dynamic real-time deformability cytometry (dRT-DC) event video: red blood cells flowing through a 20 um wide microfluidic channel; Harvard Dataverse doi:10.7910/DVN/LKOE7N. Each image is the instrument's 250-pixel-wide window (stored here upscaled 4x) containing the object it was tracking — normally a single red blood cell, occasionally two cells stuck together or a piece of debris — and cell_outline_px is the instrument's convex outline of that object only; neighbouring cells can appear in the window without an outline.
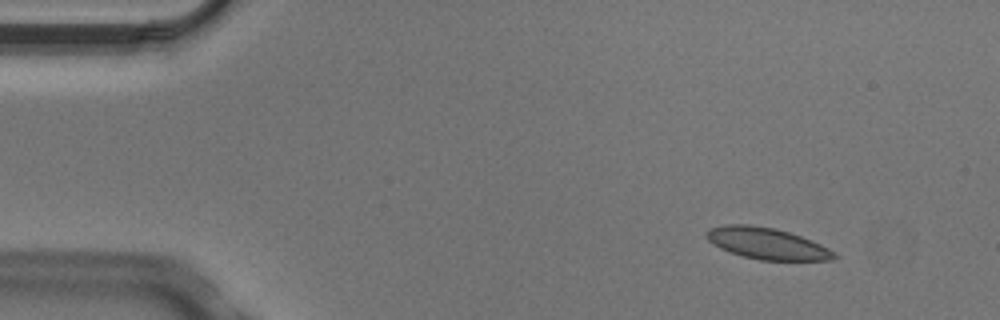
{"species": "Egyptian fruit bat (a non-hibernating species)", "species_latin": "Rousettus aegyptiacus", "temperature_condition": "cold", "stored_images_in_passage": 3, "camera_frame_rate_fps": 3000, "um_per_image_px": 0.085, "animal": {"sex": "male"}, "frame": {"image": 1, "passage_image": 1, "time_ms": 0.0, "image_size_px": [1000, 320], "cell_outline_px": [[840, 256], [832, 260], [760, 260], [744, 256], [720, 248], [708, 240], [704, 236], [704, 232], [708, 228], [724, 224], [752, 224], [776, 228], [812, 240], [828, 248]], "centroid_in_image_um": [65.17, 20.68], "position_along_channel_um": 19.8, "area_um2": 23.52}}